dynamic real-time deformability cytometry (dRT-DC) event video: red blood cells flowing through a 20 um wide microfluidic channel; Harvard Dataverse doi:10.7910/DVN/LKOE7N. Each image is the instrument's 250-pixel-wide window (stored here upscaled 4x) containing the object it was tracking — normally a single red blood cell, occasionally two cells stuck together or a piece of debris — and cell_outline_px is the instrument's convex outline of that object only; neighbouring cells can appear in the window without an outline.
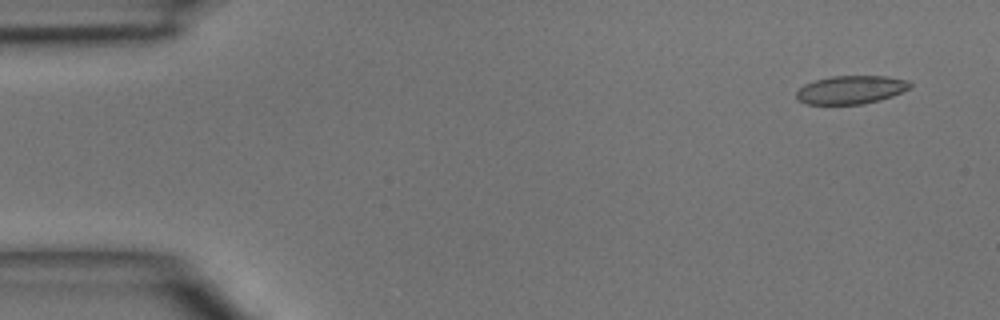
{"species": "common noctule bat (a hibernating species)", "species_latin": "Nyctalus noctula", "temperature_condition": "room temperature", "stored_images_in_passage": 3, "camera_frame_rate_fps": 3000, "um_per_image_px": 0.085, "animal": {"sex": "male", "body_mass_g": 15.6}, "frame": {"image": 1, "passage_image": 1, "time_ms": 0.0, "image_size_px": [1000, 320], "cell_outline_px": [[912, 84], [908, 88], [892, 96], [880, 100], [860, 104], [804, 104], [796, 100], [796, 92], [804, 84], [816, 80], [832, 76], [884, 76], [908, 80]], "centroid_in_image_um": [72.28, 7.63], "position_along_channel_um": 12.7, "area_um2": 18.67}}
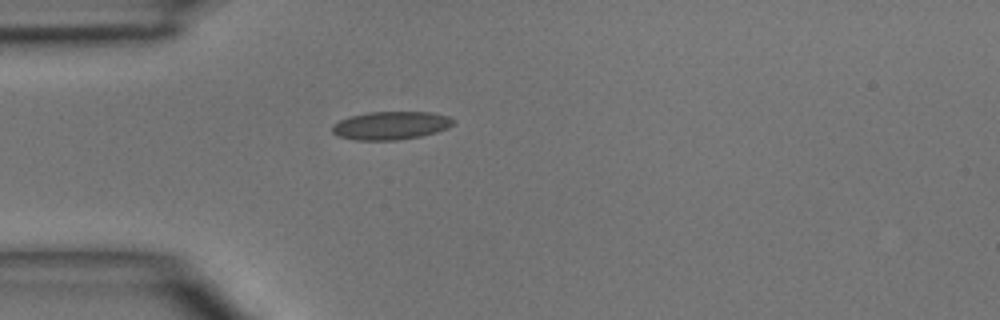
{"frame": {"image": 2, "passage_image": 3, "time_ms": 3.333, "image_size_px": [1000, 320], "cell_outline_px": [[456, 120], [448, 128], [436, 132], [420, 136], [396, 140], [356, 140], [340, 136], [332, 132], [332, 124], [340, 120], [352, 116], [368, 112], [428, 112], [448, 116]], "centroid_in_image_um": [33.23, 10.66], "position_along_channel_um": 51.8, "area_um2": 19.71}}